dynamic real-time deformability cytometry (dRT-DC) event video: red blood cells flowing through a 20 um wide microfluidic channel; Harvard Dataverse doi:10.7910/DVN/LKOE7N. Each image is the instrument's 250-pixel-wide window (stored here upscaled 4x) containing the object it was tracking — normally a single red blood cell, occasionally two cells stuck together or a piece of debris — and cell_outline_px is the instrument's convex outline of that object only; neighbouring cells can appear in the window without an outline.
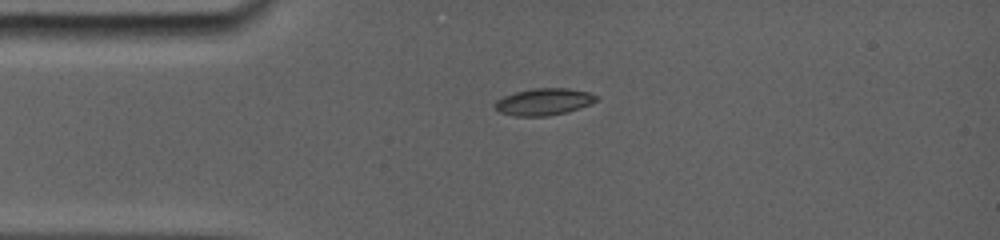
{"species": "common noctule bat (a hibernating species)", "species_latin": "Nyctalus noctula", "temperature_condition": "room temperature", "stored_images_in_passage": 35, "camera_frame_rate_fps": 5000, "um_per_image_px": 0.085, "animal": {"sex": "female", "body_mass_g": 19.0, "forearm_length_mm": 56.7}, "frame": {"image": 1, "passage_image": 1, "time_ms": 0.0, "image_size_px": [1000, 240], "cell_outline_px": [[600, 100], [564, 112], [544, 116], [516, 116], [500, 112], [492, 104], [496, 100], [512, 92], [532, 88], [568, 88], [592, 92], [600, 96]], "centroid_in_image_um": [46.22, 8.62], "position_along_channel_um": 38.8, "area_um2": 15.95}}
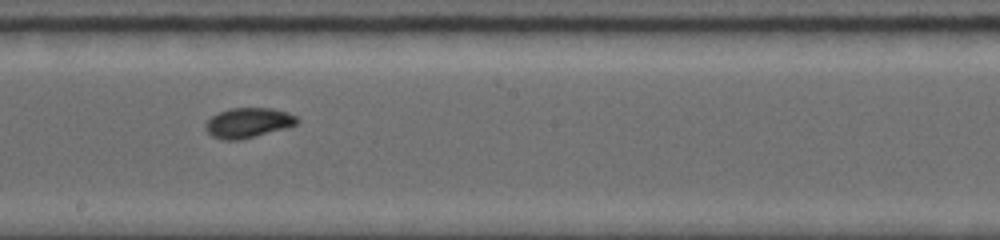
{"frame": {"image": 2, "passage_image": 16, "time_ms": 5.4, "image_size_px": [1000, 240], "cell_outline_px": [[300, 120], [296, 124], [284, 128], [240, 140], [224, 140], [212, 136], [204, 128], [204, 124], [212, 116], [220, 112], [232, 108], [272, 108], [288, 112], [296, 116]], "centroid_in_image_um": [21.08, 10.43], "position_along_channel_um": 227.1, "area_um2": 15.84}}
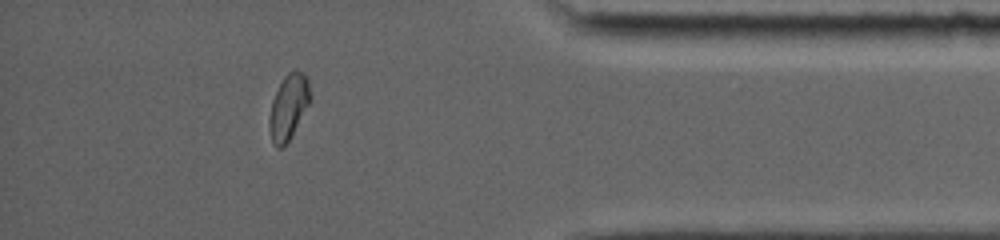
{"frame": {"image": 3, "passage_image": 30, "time_ms": 10.6, "image_size_px": [1000, 240], "cell_outline_px": [[312, 100], [284, 148], [276, 148], [272, 144], [268, 128], [268, 120], [272, 100], [284, 76], [288, 72], [296, 68], [308, 76], [312, 96]], "centroid_in_image_um": [24.54, 9.08], "position_along_channel_um": 410.7, "area_um2": 16.07}, "authors_computed_cell_mechanics": {"area_um2": 15.5482, "velocity_mm_per_s": 3.877, "shape_relaxation_time_tau1_ms": 4.9336, "shape_relaxation_time_tau2_ms": 1.5039, "deformation_change_tau1": 0.1591, "deformation_change_tau2": 0.0409}}